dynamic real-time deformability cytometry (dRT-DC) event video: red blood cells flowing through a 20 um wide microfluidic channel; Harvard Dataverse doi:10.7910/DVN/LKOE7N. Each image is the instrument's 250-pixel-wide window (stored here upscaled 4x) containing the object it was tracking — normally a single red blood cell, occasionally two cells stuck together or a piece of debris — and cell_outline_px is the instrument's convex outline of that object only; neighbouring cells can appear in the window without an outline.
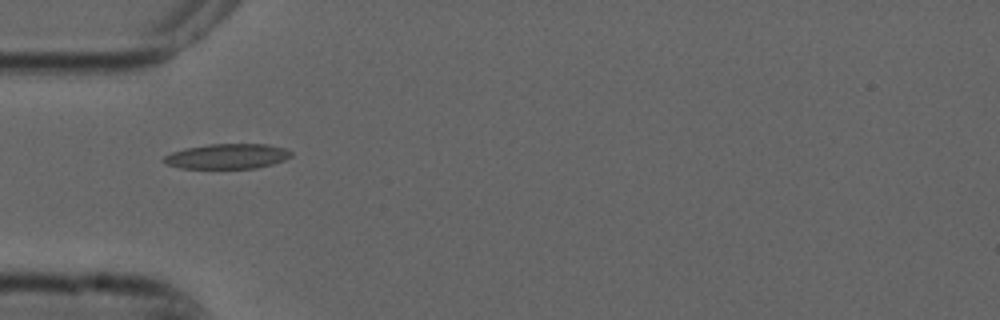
{"species": "common noctule bat (a hibernating species)", "species_latin": "Nyctalus noctula", "temperature_condition": "cold", "stored_images_in_passage": 11, "camera_frame_rate_fps": 3000, "um_per_image_px": 0.085, "animal": {"sex": "male", "forearm_length_mm": 52.5}, "frame": {"image": 1, "passage_image": 1, "time_ms": 0.0, "image_size_px": [1000, 320], "cell_outline_px": [[292, 156], [284, 160], [272, 164], [256, 168], [180, 168], [164, 164], [160, 160], [164, 156], [172, 152], [184, 148], [208, 144], [268, 144], [284, 148], [292, 152]], "centroid_in_image_um": [19.28, 13.28], "position_along_channel_um": 65.7, "area_um2": 18.73}}
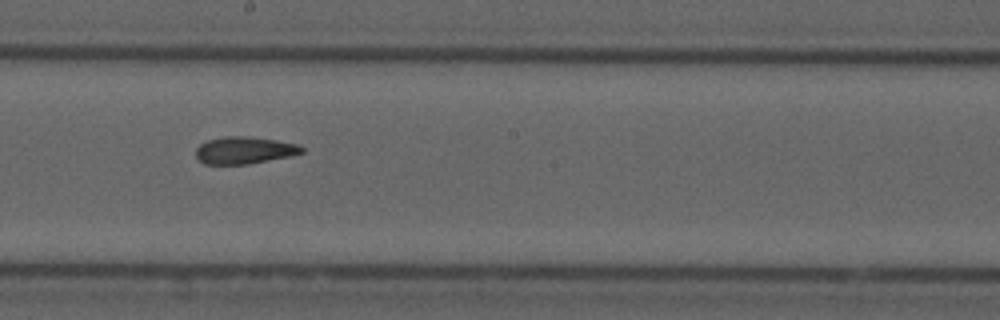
{"frame": {"image": 2, "passage_image": 5, "time_ms": 1.333, "image_size_px": [1000, 320], "cell_outline_px": [[304, 152], [292, 156], [248, 164], [204, 164], [196, 156], [196, 148], [200, 144], [208, 140], [224, 136], [248, 136], [276, 140], [300, 144], [304, 148]], "centroid_in_image_um": [20.81, 12.77], "position_along_channel_um": 227.4, "area_um2": 16.88}}
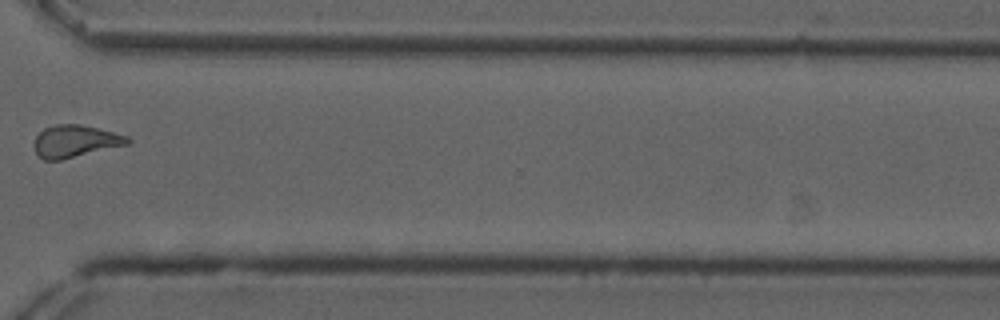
{"frame": {"image": 3, "passage_image": 8, "time_ms": 2.333, "image_size_px": [1000, 320], "cell_outline_px": [[132, 140], [128, 144], [60, 160], [44, 160], [36, 156], [32, 144], [36, 136], [44, 128], [56, 124], [80, 124], [128, 136]], "centroid_in_image_um": [6.33, 12.01], "position_along_channel_um": 364.3, "area_um2": 17.57}}